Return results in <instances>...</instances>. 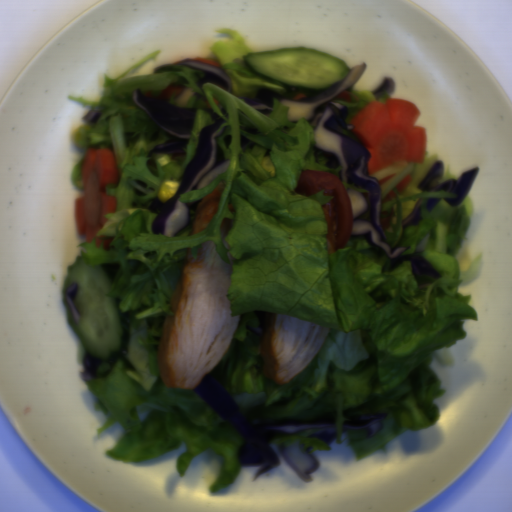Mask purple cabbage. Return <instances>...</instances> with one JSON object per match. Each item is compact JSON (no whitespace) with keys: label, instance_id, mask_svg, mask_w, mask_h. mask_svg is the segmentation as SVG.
Segmentation results:
<instances>
[{"label":"purple cabbage","instance_id":"purple-cabbage-1","mask_svg":"<svg viewBox=\"0 0 512 512\" xmlns=\"http://www.w3.org/2000/svg\"><path fill=\"white\" fill-rule=\"evenodd\" d=\"M367 64L361 62L349 70L347 76L338 84L324 90L313 91L302 87L284 84L285 93L270 89H259L255 98H240L243 102L269 116L277 99L288 107L286 117L291 122L305 118L314 131L313 148L331 156L340 166L337 175L342 183L367 190L359 192L347 188L351 202L352 238H364L371 245L381 249L390 260V264L400 265L404 261L411 264L412 273L428 275L433 280L441 279L430 261L421 253L403 254L408 247L392 249L387 241L385 229L380 225V213L383 210L380 180L371 175L368 162L371 153L363 144L345 135L341 129L353 132L354 124L346 123L348 107L336 101L342 91H348L358 81ZM304 93L302 100H295L297 94Z\"/></svg>","mask_w":512,"mask_h":512},{"label":"purple cabbage","instance_id":"purple-cabbage-2","mask_svg":"<svg viewBox=\"0 0 512 512\" xmlns=\"http://www.w3.org/2000/svg\"><path fill=\"white\" fill-rule=\"evenodd\" d=\"M193 391L203 402L227 421L242 437L236 450L241 465L260 466L254 480L261 474L279 467L281 460L270 441L302 430H320L307 435L319 438L328 446L336 441L337 426L318 420L255 421L226 388L225 372L215 367L208 372Z\"/></svg>","mask_w":512,"mask_h":512},{"label":"purple cabbage","instance_id":"purple-cabbage-3","mask_svg":"<svg viewBox=\"0 0 512 512\" xmlns=\"http://www.w3.org/2000/svg\"><path fill=\"white\" fill-rule=\"evenodd\" d=\"M212 118V123L199 131L194 155L177 181L176 193L166 201L158 198L150 207V212L156 214L150 224L153 233L173 237L185 229L191 220V202H180V195L188 191H198L227 172L230 160L226 159L224 150L218 143L226 127L218 130L225 124L226 119L217 113Z\"/></svg>","mask_w":512,"mask_h":512},{"label":"purple cabbage","instance_id":"purple-cabbage-4","mask_svg":"<svg viewBox=\"0 0 512 512\" xmlns=\"http://www.w3.org/2000/svg\"><path fill=\"white\" fill-rule=\"evenodd\" d=\"M131 100L167 138L166 142L153 147L149 154L188 147L197 110L150 99L142 94L140 88L132 91Z\"/></svg>","mask_w":512,"mask_h":512},{"label":"purple cabbage","instance_id":"purple-cabbage-5","mask_svg":"<svg viewBox=\"0 0 512 512\" xmlns=\"http://www.w3.org/2000/svg\"><path fill=\"white\" fill-rule=\"evenodd\" d=\"M444 169L445 164L441 160L431 165L420 183L417 185V188L423 192H447L449 194H455L456 197H427L425 199V205L428 212H431L441 200L453 207L462 203L465 197L469 194L479 173V167L477 166L462 174L458 179H448L437 187H431V184L435 180H440L442 178Z\"/></svg>","mask_w":512,"mask_h":512},{"label":"purple cabbage","instance_id":"purple-cabbage-6","mask_svg":"<svg viewBox=\"0 0 512 512\" xmlns=\"http://www.w3.org/2000/svg\"><path fill=\"white\" fill-rule=\"evenodd\" d=\"M278 451L300 478L310 481V475L315 473L319 465L310 453L302 449V445L278 443Z\"/></svg>","mask_w":512,"mask_h":512},{"label":"purple cabbage","instance_id":"purple-cabbage-7","mask_svg":"<svg viewBox=\"0 0 512 512\" xmlns=\"http://www.w3.org/2000/svg\"><path fill=\"white\" fill-rule=\"evenodd\" d=\"M183 65L193 70L202 71L204 76L201 79V84L215 83L227 93L232 94L233 83L227 72L221 67L213 64L201 63L193 60L192 58H185L176 63Z\"/></svg>","mask_w":512,"mask_h":512},{"label":"purple cabbage","instance_id":"purple-cabbage-8","mask_svg":"<svg viewBox=\"0 0 512 512\" xmlns=\"http://www.w3.org/2000/svg\"><path fill=\"white\" fill-rule=\"evenodd\" d=\"M388 413H375L351 417L341 425L342 434L351 430L365 429L366 438H374L383 428L382 421Z\"/></svg>","mask_w":512,"mask_h":512},{"label":"purple cabbage","instance_id":"purple-cabbage-9","mask_svg":"<svg viewBox=\"0 0 512 512\" xmlns=\"http://www.w3.org/2000/svg\"><path fill=\"white\" fill-rule=\"evenodd\" d=\"M99 361L100 358L92 356L90 352L85 348L82 360L84 370L80 372L79 379L82 381H91L98 371Z\"/></svg>","mask_w":512,"mask_h":512},{"label":"purple cabbage","instance_id":"purple-cabbage-10","mask_svg":"<svg viewBox=\"0 0 512 512\" xmlns=\"http://www.w3.org/2000/svg\"><path fill=\"white\" fill-rule=\"evenodd\" d=\"M79 289H80V286H79L78 282L72 283L71 285H69L67 287V289L65 290V295H64V300L68 306L72 320L76 324L79 322V320L81 318L80 314L78 313V311L76 309V305H75V301H74V298H76L79 293Z\"/></svg>","mask_w":512,"mask_h":512},{"label":"purple cabbage","instance_id":"purple-cabbage-11","mask_svg":"<svg viewBox=\"0 0 512 512\" xmlns=\"http://www.w3.org/2000/svg\"><path fill=\"white\" fill-rule=\"evenodd\" d=\"M420 221H423L421 198L416 202L412 211L404 219L401 220V225L402 228H404L408 226L418 225Z\"/></svg>","mask_w":512,"mask_h":512},{"label":"purple cabbage","instance_id":"purple-cabbage-12","mask_svg":"<svg viewBox=\"0 0 512 512\" xmlns=\"http://www.w3.org/2000/svg\"><path fill=\"white\" fill-rule=\"evenodd\" d=\"M395 90V80L393 78L384 77L378 88L373 90L372 94L377 99L382 95H390Z\"/></svg>","mask_w":512,"mask_h":512},{"label":"purple cabbage","instance_id":"purple-cabbage-13","mask_svg":"<svg viewBox=\"0 0 512 512\" xmlns=\"http://www.w3.org/2000/svg\"><path fill=\"white\" fill-rule=\"evenodd\" d=\"M194 94V91H192L190 87H182L181 92L173 99L176 103L187 104L190 97Z\"/></svg>","mask_w":512,"mask_h":512},{"label":"purple cabbage","instance_id":"purple-cabbage-14","mask_svg":"<svg viewBox=\"0 0 512 512\" xmlns=\"http://www.w3.org/2000/svg\"><path fill=\"white\" fill-rule=\"evenodd\" d=\"M103 268L104 272L108 276L111 283L116 279L119 273L120 266L117 264H107L100 266Z\"/></svg>","mask_w":512,"mask_h":512},{"label":"purple cabbage","instance_id":"purple-cabbage-15","mask_svg":"<svg viewBox=\"0 0 512 512\" xmlns=\"http://www.w3.org/2000/svg\"><path fill=\"white\" fill-rule=\"evenodd\" d=\"M99 111H95V110H90L86 115H84L82 118L84 120H87V121H90V122H96L98 116H99Z\"/></svg>","mask_w":512,"mask_h":512}]
</instances>
